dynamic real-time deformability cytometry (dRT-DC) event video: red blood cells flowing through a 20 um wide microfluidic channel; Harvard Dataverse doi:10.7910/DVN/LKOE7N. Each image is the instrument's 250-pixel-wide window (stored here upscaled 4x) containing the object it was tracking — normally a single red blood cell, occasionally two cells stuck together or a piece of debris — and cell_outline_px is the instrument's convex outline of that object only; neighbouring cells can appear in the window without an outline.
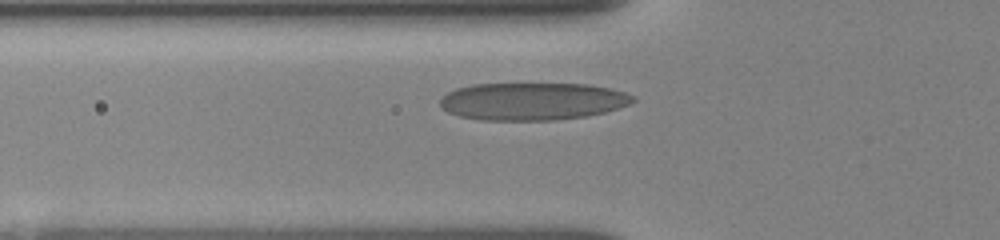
{"species": "human", "species_latin": "Homo sapiens", "temperature_condition": "room temperature", "stored_images_in_passage": 51, "camera_frame_rate_fps": 3000, "um_per_image_px": 0.085, "donor": {"sex": "female"}, "frame": {"image": 1, "passage_image": 14, "time_ms": 3.333, "image_size_px": [1000, 240], "cell_outline_px": [[636, 100], [628, 104], [604, 112], [584, 116], [556, 120], [480, 120], [460, 116], [448, 112], [440, 108], [440, 100], [448, 92], [456, 88], [472, 84], [588, 84], [612, 88], [636, 96]], "centroid_in_image_um": [45.25, 8.61], "position_along_channel_um": 80.6, "area_um2": 42.19}}
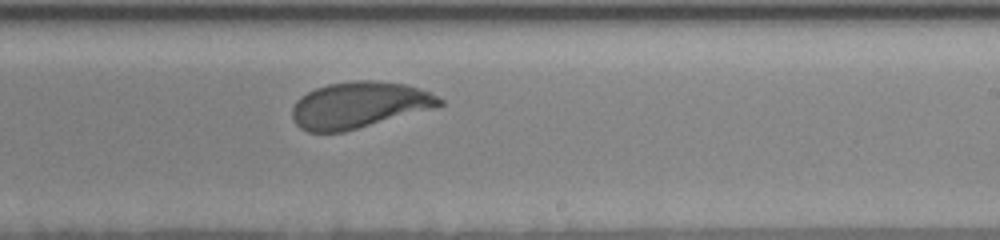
{"frame": {"image": 2, "passage_image": 32, "time_ms": 8.0, "image_size_px": [1000, 240], "cell_outline_px": [[444, 104], [432, 108], [344, 132], [308, 132], [300, 128], [292, 120], [292, 108], [296, 100], [300, 96], [316, 88], [328, 84], [352, 80], [376, 80], [404, 84], [428, 92], [444, 100]], "centroid_in_image_um": [30.46, 8.92], "position_along_channel_um": 258.5, "area_um2": 39.54}}
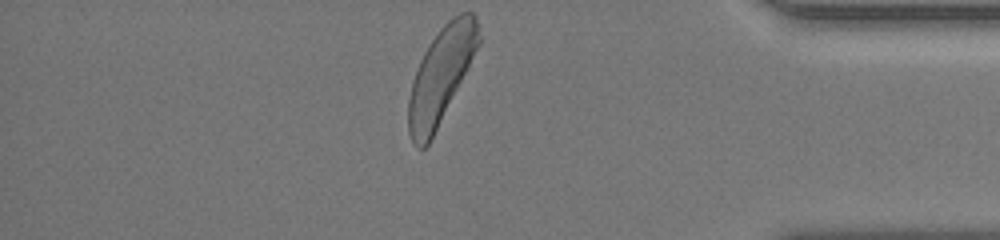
{"frame": {"image": 3, "passage_image": 50, "time_ms": 12.333, "image_size_px": [1000, 240], "cell_outline_px": [[480, 44], [428, 144], [424, 148], [420, 148], [412, 144], [408, 132], [408, 100], [412, 80], [420, 60], [428, 44], [440, 28], [452, 16], [460, 12], [472, 12], [476, 16], [480, 36]], "centroid_in_image_um": [37.46, 6.37], "position_along_channel_um": 397.7, "area_um2": 38.55}, "authors_computed_cell_mechanics": {"area_um2": 39.5352, "velocity_mm_per_s": 3.7993, "shape_relaxation_time_tau1_ms": 2.3126, "shape_relaxation_time_tau2_ms": null, "deformation_change_tau1": 0.1468, "deformation_change_tau2": null}}